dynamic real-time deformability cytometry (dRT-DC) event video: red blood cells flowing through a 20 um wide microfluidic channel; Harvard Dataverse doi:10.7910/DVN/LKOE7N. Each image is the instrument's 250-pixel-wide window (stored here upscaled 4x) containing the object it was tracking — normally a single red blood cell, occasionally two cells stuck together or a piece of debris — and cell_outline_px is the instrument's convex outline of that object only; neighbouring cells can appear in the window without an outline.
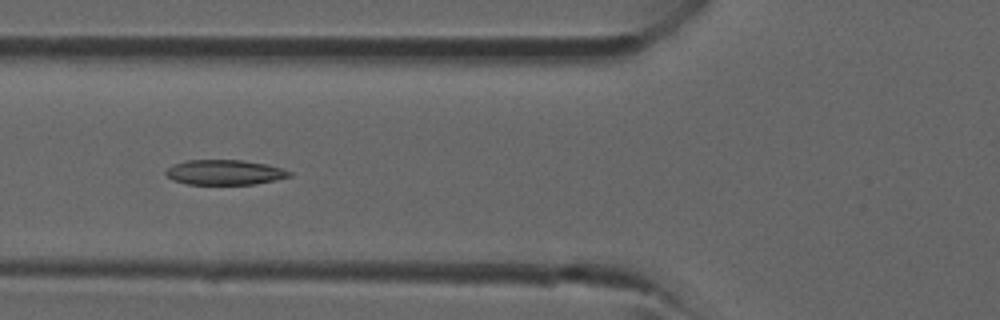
{"species": "common noctule bat (a hibernating species)", "species_latin": "Nyctalus noctula", "temperature_condition": "room temperature", "stored_images_in_passage": 41, "camera_frame_rate_fps": 3000, "um_per_image_px": 0.085, "animal": {"sex": "male", "forearm_length_mm": 52.5}, "frame": {"image": 1, "passage_image": 15, "time_ms": 4.667, "image_size_px": [1000, 320], "cell_outline_px": [[292, 176], [256, 184], [188, 184], [172, 180], [164, 172], [172, 164], [188, 160], [240, 160], [268, 164], [292, 172]], "centroid_in_image_um": [19.09, 14.64], "position_along_channel_um": 106.7, "area_um2": 17.98}}
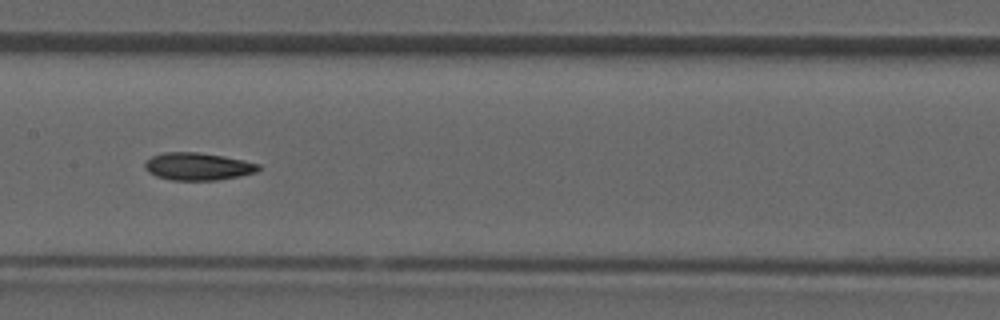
{"frame": {"image": 2, "passage_image": 20, "time_ms": 6.333, "image_size_px": [1000, 320], "cell_outline_px": [[260, 168], [256, 172], [240, 176], [216, 180], [172, 180], [156, 176], [148, 172], [144, 168], [144, 160], [152, 156], [164, 152], [196, 152], [224, 156], [244, 160], [260, 164]], "centroid_in_image_um": [16.79, 14.14], "position_along_channel_um": 190.6, "area_um2": 18.32}}
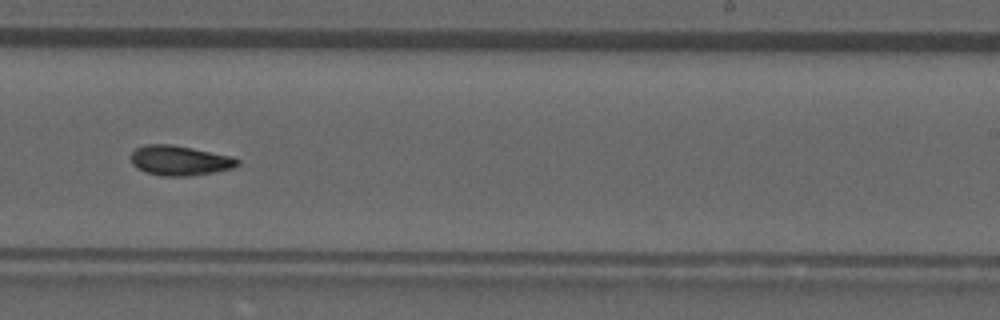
{"frame": {"image": 3, "passage_image": 25, "time_ms": 8.0, "image_size_px": [1000, 320], "cell_outline_px": [[240, 164], [232, 168], [212, 172], [188, 176], [160, 176], [144, 172], [136, 168], [132, 164], [128, 156], [136, 148], [144, 144], [172, 144], [232, 156], [240, 160]], "centroid_in_image_um": [15.22, 13.64], "position_along_channel_um": 273.8, "area_um2": 18.79}}